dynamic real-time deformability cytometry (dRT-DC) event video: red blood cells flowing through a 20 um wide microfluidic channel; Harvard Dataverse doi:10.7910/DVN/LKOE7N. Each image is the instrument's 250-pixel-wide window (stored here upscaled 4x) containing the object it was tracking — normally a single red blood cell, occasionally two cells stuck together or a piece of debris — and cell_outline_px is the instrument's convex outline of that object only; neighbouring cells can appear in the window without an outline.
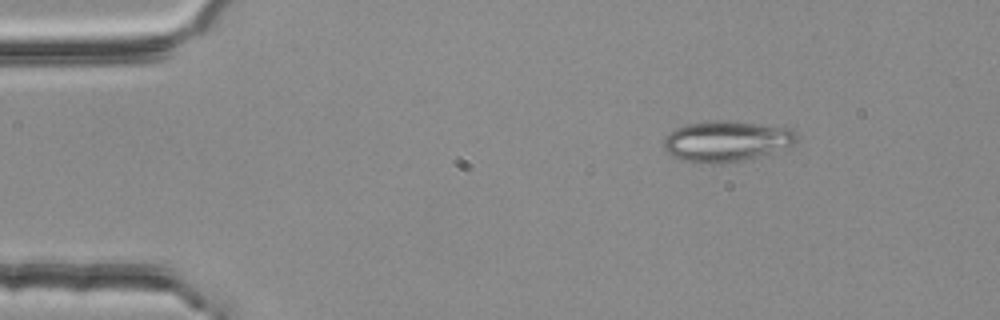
{"species": "common noctule bat (a hibernating species)", "species_latin": "Nyctalus noctula", "temperature_condition": "room temperature", "stored_images_in_passage": 47, "camera_frame_rate_fps": 3000, "um_per_image_px": 0.085, "animal": {"sex": "female", "body_mass_g": 25.1}, "frame": {"image": 1, "passage_image": 1, "time_ms": 0.0, "image_size_px": [1000, 320], "cell_outline_px": [[800, 136], [792, 144], [752, 160], [684, 160], [672, 156], [664, 152], [664, 136], [676, 128], [688, 124], [720, 120], [760, 124], [792, 128]], "centroid_in_image_um": [61.78, 11.96], "position_along_channel_um": 23.2, "area_um2": 30.63}}
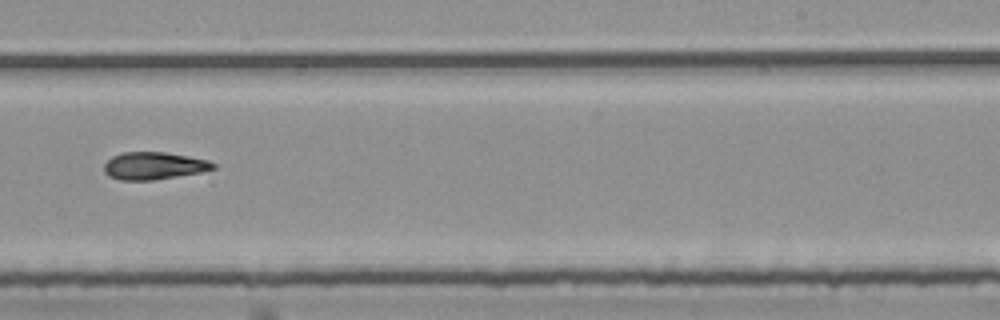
{"frame": {"image": 2, "passage_image": 27, "time_ms": 8.667, "image_size_px": [1000, 320], "cell_outline_px": [[216, 168], [200, 172], [152, 180], [120, 180], [108, 176], [104, 172], [104, 164], [112, 156], [120, 152], [164, 152], [188, 156], [208, 160], [216, 164]], "centroid_in_image_um": [13.05, 14.08], "position_along_channel_um": 276.0, "area_um2": 17.4}}
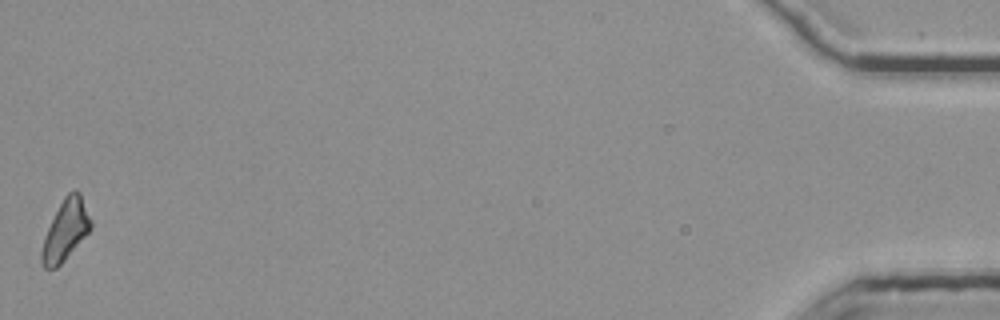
{"frame": {"image": 3, "passage_image": 47, "time_ms": 15.333, "image_size_px": [1000, 320], "cell_outline_px": [[92, 228], [64, 260], [56, 268], [44, 268], [40, 260], [40, 252], [44, 236], [64, 196], [68, 192], [76, 188], [80, 192], [92, 220]], "centroid_in_image_um": [5.57, 19.54], "position_along_channel_um": 429.6, "area_um2": 17.28}, "authors_computed_cell_mechanics": {"area_um2": 17.629, "velocity_mm_per_s": 3.8073, "shape_relaxation_time_tau1_ms": null, "shape_relaxation_time_tau2_ms": 10.1106, "deformation_change_tau1": null, "deformation_change_tau2": 0.2125}}